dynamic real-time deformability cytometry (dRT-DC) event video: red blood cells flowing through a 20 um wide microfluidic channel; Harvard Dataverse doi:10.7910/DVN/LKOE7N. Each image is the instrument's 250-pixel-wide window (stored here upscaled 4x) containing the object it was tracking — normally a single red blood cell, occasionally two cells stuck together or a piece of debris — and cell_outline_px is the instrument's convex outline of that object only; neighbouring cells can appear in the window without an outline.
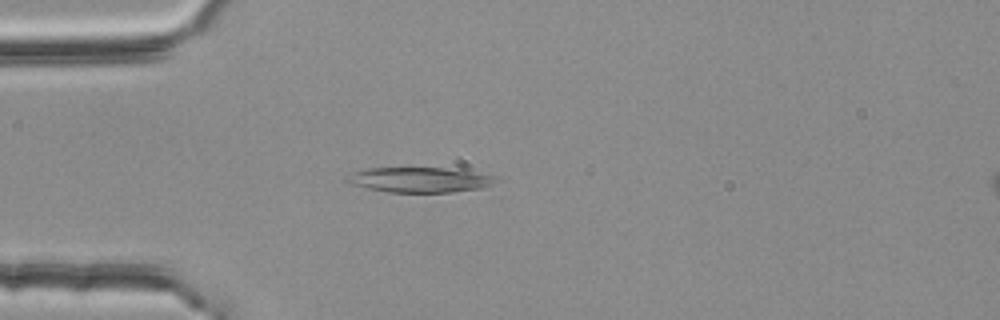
{"species": "common noctule bat (a hibernating species)", "species_latin": "Nyctalus noctula", "temperature_condition": "room temperature", "stored_images_in_passage": 17, "camera_frame_rate_fps": 3000, "um_per_image_px": 0.085, "animal": {"sex": "female", "body_mass_g": 25.1}, "frame": {"image": 1, "passage_image": 15, "time_ms": 4.667, "image_size_px": [1000, 320], "cell_outline_px": [[500, 180], [480, 188], [452, 192], [388, 192], [348, 184], [344, 180], [352, 172], [368, 168], [444, 168], [500, 176]], "centroid_in_image_um": [35.66, 15.28], "position_along_channel_um": 49.3, "area_um2": 21.73}}